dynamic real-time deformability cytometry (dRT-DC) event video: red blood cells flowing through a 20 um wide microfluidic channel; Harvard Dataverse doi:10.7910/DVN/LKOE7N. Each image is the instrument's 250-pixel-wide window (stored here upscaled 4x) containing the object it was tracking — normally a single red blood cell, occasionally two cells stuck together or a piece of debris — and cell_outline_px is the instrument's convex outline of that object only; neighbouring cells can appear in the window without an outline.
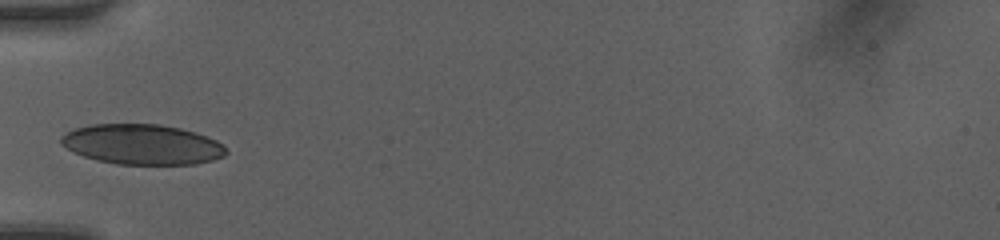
{"species": "human", "species_latin": "Homo sapiens", "temperature_condition": "room temperature", "stored_images_in_passage": 31, "camera_frame_rate_fps": 3000, "um_per_image_px": 0.085, "donor": {"sex": "female"}, "frame": {"image": 1, "passage_image": 1, "time_ms": 0.0, "image_size_px": [1000, 240], "cell_outline_px": [[228, 152], [224, 156], [212, 160], [192, 164], [116, 164], [96, 160], [72, 152], [60, 144], [60, 136], [76, 128], [92, 124], [160, 124], [180, 128], [196, 132], [216, 140], [224, 144]], "centroid_in_image_um": [12.08, 12.27], "position_along_channel_um": 72.9, "area_um2": 38.78}}
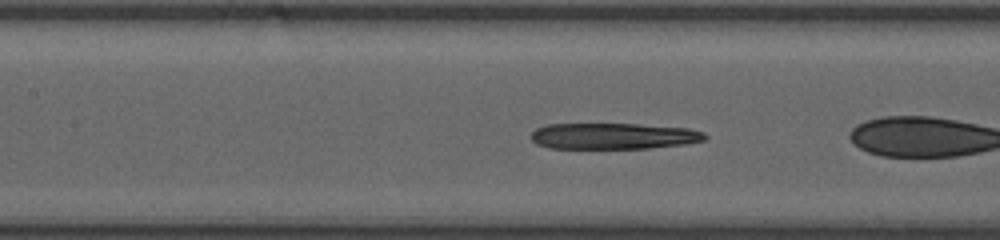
{"frame": {"image": 2, "passage_image": 5, "time_ms": 1.333, "image_size_px": [1000, 240], "cell_outline_px": [[708, 136], [704, 140], [684, 144], [648, 148], [548, 148], [536, 144], [532, 140], [532, 132], [536, 128], [548, 124], [636, 124], [688, 128], [704, 132]], "centroid_in_image_um": [52.13, 11.56], "position_along_channel_um": 155.3, "area_um2": 26.41}}